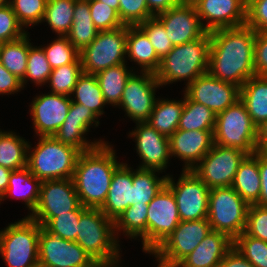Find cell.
<instances>
[{
    "label": "cell",
    "mask_w": 267,
    "mask_h": 267,
    "mask_svg": "<svg viewBox=\"0 0 267 267\" xmlns=\"http://www.w3.org/2000/svg\"><path fill=\"white\" fill-rule=\"evenodd\" d=\"M255 36L256 32L247 25L211 31L208 73L241 88L255 76Z\"/></svg>",
    "instance_id": "6da1fadb"
},
{
    "label": "cell",
    "mask_w": 267,
    "mask_h": 267,
    "mask_svg": "<svg viewBox=\"0 0 267 267\" xmlns=\"http://www.w3.org/2000/svg\"><path fill=\"white\" fill-rule=\"evenodd\" d=\"M105 142L81 152L73 174L75 190L85 208L100 209L108 194L113 173L123 163L117 161L112 145Z\"/></svg>",
    "instance_id": "7a4b0ae2"
},
{
    "label": "cell",
    "mask_w": 267,
    "mask_h": 267,
    "mask_svg": "<svg viewBox=\"0 0 267 267\" xmlns=\"http://www.w3.org/2000/svg\"><path fill=\"white\" fill-rule=\"evenodd\" d=\"M210 32L189 43L173 46L160 59L155 77L161 87L178 81H187L188 86L199 76L208 72Z\"/></svg>",
    "instance_id": "3957f363"
},
{
    "label": "cell",
    "mask_w": 267,
    "mask_h": 267,
    "mask_svg": "<svg viewBox=\"0 0 267 267\" xmlns=\"http://www.w3.org/2000/svg\"><path fill=\"white\" fill-rule=\"evenodd\" d=\"M76 242L98 266L121 261L114 221L98 208H86L81 213Z\"/></svg>",
    "instance_id": "277c9868"
},
{
    "label": "cell",
    "mask_w": 267,
    "mask_h": 267,
    "mask_svg": "<svg viewBox=\"0 0 267 267\" xmlns=\"http://www.w3.org/2000/svg\"><path fill=\"white\" fill-rule=\"evenodd\" d=\"M38 139L34 148L30 142L28 144L27 168L29 171L41 181L72 179L76 161L81 152L71 145L63 144L54 136Z\"/></svg>",
    "instance_id": "5b68a950"
},
{
    "label": "cell",
    "mask_w": 267,
    "mask_h": 267,
    "mask_svg": "<svg viewBox=\"0 0 267 267\" xmlns=\"http://www.w3.org/2000/svg\"><path fill=\"white\" fill-rule=\"evenodd\" d=\"M40 224L26 216L0 230V255L7 267H32L39 262Z\"/></svg>",
    "instance_id": "8992f818"
},
{
    "label": "cell",
    "mask_w": 267,
    "mask_h": 267,
    "mask_svg": "<svg viewBox=\"0 0 267 267\" xmlns=\"http://www.w3.org/2000/svg\"><path fill=\"white\" fill-rule=\"evenodd\" d=\"M213 139L215 144L238 148L247 154L258 151L257 126L240 99L216 115Z\"/></svg>",
    "instance_id": "52a82bcc"
},
{
    "label": "cell",
    "mask_w": 267,
    "mask_h": 267,
    "mask_svg": "<svg viewBox=\"0 0 267 267\" xmlns=\"http://www.w3.org/2000/svg\"><path fill=\"white\" fill-rule=\"evenodd\" d=\"M249 204L231 187L210 189L207 219L211 229L235 240L245 231Z\"/></svg>",
    "instance_id": "ba28073f"
},
{
    "label": "cell",
    "mask_w": 267,
    "mask_h": 267,
    "mask_svg": "<svg viewBox=\"0 0 267 267\" xmlns=\"http://www.w3.org/2000/svg\"><path fill=\"white\" fill-rule=\"evenodd\" d=\"M128 26L99 31L96 38L79 52L82 71L96 75L109 67L126 63Z\"/></svg>",
    "instance_id": "9c48e42d"
},
{
    "label": "cell",
    "mask_w": 267,
    "mask_h": 267,
    "mask_svg": "<svg viewBox=\"0 0 267 267\" xmlns=\"http://www.w3.org/2000/svg\"><path fill=\"white\" fill-rule=\"evenodd\" d=\"M212 231L207 218L180 221L173 232L151 253L157 267H175Z\"/></svg>",
    "instance_id": "30bf717a"
},
{
    "label": "cell",
    "mask_w": 267,
    "mask_h": 267,
    "mask_svg": "<svg viewBox=\"0 0 267 267\" xmlns=\"http://www.w3.org/2000/svg\"><path fill=\"white\" fill-rule=\"evenodd\" d=\"M167 175L166 185L172 190L180 220L207 218L210 193L207 185L192 170H182L176 183L173 175Z\"/></svg>",
    "instance_id": "8fae6325"
},
{
    "label": "cell",
    "mask_w": 267,
    "mask_h": 267,
    "mask_svg": "<svg viewBox=\"0 0 267 267\" xmlns=\"http://www.w3.org/2000/svg\"><path fill=\"white\" fill-rule=\"evenodd\" d=\"M247 155L244 151L213 144L211 150L191 169L209 189L232 185L240 162Z\"/></svg>",
    "instance_id": "7c38bea8"
},
{
    "label": "cell",
    "mask_w": 267,
    "mask_h": 267,
    "mask_svg": "<svg viewBox=\"0 0 267 267\" xmlns=\"http://www.w3.org/2000/svg\"><path fill=\"white\" fill-rule=\"evenodd\" d=\"M80 205L73 179L44 180L37 206L29 217L44 227L53 217L74 211Z\"/></svg>",
    "instance_id": "4fadbf2b"
},
{
    "label": "cell",
    "mask_w": 267,
    "mask_h": 267,
    "mask_svg": "<svg viewBox=\"0 0 267 267\" xmlns=\"http://www.w3.org/2000/svg\"><path fill=\"white\" fill-rule=\"evenodd\" d=\"M147 210V253L151 255L181 220L174 195L167 185L152 199Z\"/></svg>",
    "instance_id": "5bb4252c"
},
{
    "label": "cell",
    "mask_w": 267,
    "mask_h": 267,
    "mask_svg": "<svg viewBox=\"0 0 267 267\" xmlns=\"http://www.w3.org/2000/svg\"><path fill=\"white\" fill-rule=\"evenodd\" d=\"M137 73L135 71L127 80L117 106L119 109L121 107L127 117L135 123L149 119L157 99L155 92L161 86L154 73L138 71Z\"/></svg>",
    "instance_id": "9a60e30c"
},
{
    "label": "cell",
    "mask_w": 267,
    "mask_h": 267,
    "mask_svg": "<svg viewBox=\"0 0 267 267\" xmlns=\"http://www.w3.org/2000/svg\"><path fill=\"white\" fill-rule=\"evenodd\" d=\"M38 257L39 262L48 267H98L76 241L53 235L41 225Z\"/></svg>",
    "instance_id": "2e32d148"
},
{
    "label": "cell",
    "mask_w": 267,
    "mask_h": 267,
    "mask_svg": "<svg viewBox=\"0 0 267 267\" xmlns=\"http://www.w3.org/2000/svg\"><path fill=\"white\" fill-rule=\"evenodd\" d=\"M135 126L128 136L134 138L136 153L142 160L138 168L165 173L171 157L169 137L159 133L146 121L136 122Z\"/></svg>",
    "instance_id": "e0dca14e"
},
{
    "label": "cell",
    "mask_w": 267,
    "mask_h": 267,
    "mask_svg": "<svg viewBox=\"0 0 267 267\" xmlns=\"http://www.w3.org/2000/svg\"><path fill=\"white\" fill-rule=\"evenodd\" d=\"M184 93L190 100L203 104L216 115L240 99V88L223 82L208 72L199 76L188 86Z\"/></svg>",
    "instance_id": "ac0fdd59"
},
{
    "label": "cell",
    "mask_w": 267,
    "mask_h": 267,
    "mask_svg": "<svg viewBox=\"0 0 267 267\" xmlns=\"http://www.w3.org/2000/svg\"><path fill=\"white\" fill-rule=\"evenodd\" d=\"M29 105L38 137L54 136L63 124L71 105V96L48 92L33 98Z\"/></svg>",
    "instance_id": "d6986e66"
},
{
    "label": "cell",
    "mask_w": 267,
    "mask_h": 267,
    "mask_svg": "<svg viewBox=\"0 0 267 267\" xmlns=\"http://www.w3.org/2000/svg\"><path fill=\"white\" fill-rule=\"evenodd\" d=\"M156 17L162 22L173 46L197 40L207 32L191 1H181Z\"/></svg>",
    "instance_id": "ffe728a7"
},
{
    "label": "cell",
    "mask_w": 267,
    "mask_h": 267,
    "mask_svg": "<svg viewBox=\"0 0 267 267\" xmlns=\"http://www.w3.org/2000/svg\"><path fill=\"white\" fill-rule=\"evenodd\" d=\"M191 2L207 32L246 25L247 0H191Z\"/></svg>",
    "instance_id": "44dd1931"
},
{
    "label": "cell",
    "mask_w": 267,
    "mask_h": 267,
    "mask_svg": "<svg viewBox=\"0 0 267 267\" xmlns=\"http://www.w3.org/2000/svg\"><path fill=\"white\" fill-rule=\"evenodd\" d=\"M99 123L98 117L89 108L71 101L66 119L54 137L63 144L75 147L80 152L89 151L106 142L101 139L90 142L85 138L90 128L98 127Z\"/></svg>",
    "instance_id": "7402d4cb"
},
{
    "label": "cell",
    "mask_w": 267,
    "mask_h": 267,
    "mask_svg": "<svg viewBox=\"0 0 267 267\" xmlns=\"http://www.w3.org/2000/svg\"><path fill=\"white\" fill-rule=\"evenodd\" d=\"M214 130H180L169 137L171 158L177 157L184 162L182 170L193 169L211 150Z\"/></svg>",
    "instance_id": "603a6c76"
},
{
    "label": "cell",
    "mask_w": 267,
    "mask_h": 267,
    "mask_svg": "<svg viewBox=\"0 0 267 267\" xmlns=\"http://www.w3.org/2000/svg\"><path fill=\"white\" fill-rule=\"evenodd\" d=\"M233 246L234 240L228 235L212 230L175 267H217Z\"/></svg>",
    "instance_id": "cb8c5ba5"
},
{
    "label": "cell",
    "mask_w": 267,
    "mask_h": 267,
    "mask_svg": "<svg viewBox=\"0 0 267 267\" xmlns=\"http://www.w3.org/2000/svg\"><path fill=\"white\" fill-rule=\"evenodd\" d=\"M133 168L122 163L113 173L107 198L100 210L114 222L132 205Z\"/></svg>",
    "instance_id": "d4e9b609"
},
{
    "label": "cell",
    "mask_w": 267,
    "mask_h": 267,
    "mask_svg": "<svg viewBox=\"0 0 267 267\" xmlns=\"http://www.w3.org/2000/svg\"><path fill=\"white\" fill-rule=\"evenodd\" d=\"M126 57L140 67V72L155 74L160 64L149 38L138 25L128 26Z\"/></svg>",
    "instance_id": "484cf974"
},
{
    "label": "cell",
    "mask_w": 267,
    "mask_h": 267,
    "mask_svg": "<svg viewBox=\"0 0 267 267\" xmlns=\"http://www.w3.org/2000/svg\"><path fill=\"white\" fill-rule=\"evenodd\" d=\"M260 183L258 151H256L254 154H247L240 162L231 187L251 205L259 199Z\"/></svg>",
    "instance_id": "4316f807"
},
{
    "label": "cell",
    "mask_w": 267,
    "mask_h": 267,
    "mask_svg": "<svg viewBox=\"0 0 267 267\" xmlns=\"http://www.w3.org/2000/svg\"><path fill=\"white\" fill-rule=\"evenodd\" d=\"M41 183L42 181L34 176L27 167L12 171L9 176L8 188L0 200V204L8 197L23 200L27 209L31 211L27 215L29 216L39 201Z\"/></svg>",
    "instance_id": "83f0119b"
},
{
    "label": "cell",
    "mask_w": 267,
    "mask_h": 267,
    "mask_svg": "<svg viewBox=\"0 0 267 267\" xmlns=\"http://www.w3.org/2000/svg\"><path fill=\"white\" fill-rule=\"evenodd\" d=\"M240 100L257 127L267 121V76L255 75L248 79L240 88Z\"/></svg>",
    "instance_id": "f1b7e54d"
},
{
    "label": "cell",
    "mask_w": 267,
    "mask_h": 267,
    "mask_svg": "<svg viewBox=\"0 0 267 267\" xmlns=\"http://www.w3.org/2000/svg\"><path fill=\"white\" fill-rule=\"evenodd\" d=\"M181 99L183 100L157 98L153 111L146 122L159 133L170 137L178 129L179 120L184 107V95Z\"/></svg>",
    "instance_id": "f546056e"
},
{
    "label": "cell",
    "mask_w": 267,
    "mask_h": 267,
    "mask_svg": "<svg viewBox=\"0 0 267 267\" xmlns=\"http://www.w3.org/2000/svg\"><path fill=\"white\" fill-rule=\"evenodd\" d=\"M98 32L90 15L89 0H76L72 27L67 35L70 43L80 52L96 38Z\"/></svg>",
    "instance_id": "4dcf8cb0"
},
{
    "label": "cell",
    "mask_w": 267,
    "mask_h": 267,
    "mask_svg": "<svg viewBox=\"0 0 267 267\" xmlns=\"http://www.w3.org/2000/svg\"><path fill=\"white\" fill-rule=\"evenodd\" d=\"M148 204L143 206H129L114 222L115 235L123 233L128 238L142 240V251L147 253V210ZM122 231V232H121Z\"/></svg>",
    "instance_id": "1f68e13d"
},
{
    "label": "cell",
    "mask_w": 267,
    "mask_h": 267,
    "mask_svg": "<svg viewBox=\"0 0 267 267\" xmlns=\"http://www.w3.org/2000/svg\"><path fill=\"white\" fill-rule=\"evenodd\" d=\"M133 170L131 206H143L144 204H149L166 185L168 175L158 177L161 172L156 170L140 168Z\"/></svg>",
    "instance_id": "d6a6232c"
},
{
    "label": "cell",
    "mask_w": 267,
    "mask_h": 267,
    "mask_svg": "<svg viewBox=\"0 0 267 267\" xmlns=\"http://www.w3.org/2000/svg\"><path fill=\"white\" fill-rule=\"evenodd\" d=\"M128 64H120L109 67L96 74L102 95L108 104L117 107L121 101L127 80L135 72L132 68L126 66ZM131 69V70H130Z\"/></svg>",
    "instance_id": "836d02e7"
},
{
    "label": "cell",
    "mask_w": 267,
    "mask_h": 267,
    "mask_svg": "<svg viewBox=\"0 0 267 267\" xmlns=\"http://www.w3.org/2000/svg\"><path fill=\"white\" fill-rule=\"evenodd\" d=\"M29 32L19 39L0 43V62L12 74L22 80L27 70L29 48L32 45Z\"/></svg>",
    "instance_id": "e575fe53"
},
{
    "label": "cell",
    "mask_w": 267,
    "mask_h": 267,
    "mask_svg": "<svg viewBox=\"0 0 267 267\" xmlns=\"http://www.w3.org/2000/svg\"><path fill=\"white\" fill-rule=\"evenodd\" d=\"M75 94V95H74ZM71 101L89 108L98 118L104 114L106 101L96 75L82 73L73 88Z\"/></svg>",
    "instance_id": "d590c367"
},
{
    "label": "cell",
    "mask_w": 267,
    "mask_h": 267,
    "mask_svg": "<svg viewBox=\"0 0 267 267\" xmlns=\"http://www.w3.org/2000/svg\"><path fill=\"white\" fill-rule=\"evenodd\" d=\"M12 131L0 134V166L14 170L27 167L29 141Z\"/></svg>",
    "instance_id": "8d00e7d4"
},
{
    "label": "cell",
    "mask_w": 267,
    "mask_h": 267,
    "mask_svg": "<svg viewBox=\"0 0 267 267\" xmlns=\"http://www.w3.org/2000/svg\"><path fill=\"white\" fill-rule=\"evenodd\" d=\"M216 114L204 106L190 100L184 94V107L179 120L180 130H214Z\"/></svg>",
    "instance_id": "74e56055"
},
{
    "label": "cell",
    "mask_w": 267,
    "mask_h": 267,
    "mask_svg": "<svg viewBox=\"0 0 267 267\" xmlns=\"http://www.w3.org/2000/svg\"><path fill=\"white\" fill-rule=\"evenodd\" d=\"M76 0H47L42 22L58 36H67L73 23V11Z\"/></svg>",
    "instance_id": "f35d334b"
},
{
    "label": "cell",
    "mask_w": 267,
    "mask_h": 267,
    "mask_svg": "<svg viewBox=\"0 0 267 267\" xmlns=\"http://www.w3.org/2000/svg\"><path fill=\"white\" fill-rule=\"evenodd\" d=\"M55 40L42 46L51 69L66 64H81L79 51L70 43L67 36H57Z\"/></svg>",
    "instance_id": "ab89813d"
},
{
    "label": "cell",
    "mask_w": 267,
    "mask_h": 267,
    "mask_svg": "<svg viewBox=\"0 0 267 267\" xmlns=\"http://www.w3.org/2000/svg\"><path fill=\"white\" fill-rule=\"evenodd\" d=\"M51 71L52 69L43 48L32 44L27 58V70L24 78L21 80L23 88L26 87L25 85L29 80L31 83H35L36 86L46 85Z\"/></svg>",
    "instance_id": "60d3db41"
},
{
    "label": "cell",
    "mask_w": 267,
    "mask_h": 267,
    "mask_svg": "<svg viewBox=\"0 0 267 267\" xmlns=\"http://www.w3.org/2000/svg\"><path fill=\"white\" fill-rule=\"evenodd\" d=\"M82 73V64H66L53 69L47 82L51 88L50 92L71 96Z\"/></svg>",
    "instance_id": "b9f144b4"
},
{
    "label": "cell",
    "mask_w": 267,
    "mask_h": 267,
    "mask_svg": "<svg viewBox=\"0 0 267 267\" xmlns=\"http://www.w3.org/2000/svg\"><path fill=\"white\" fill-rule=\"evenodd\" d=\"M86 208L80 205L76 210L53 217L44 228L65 240L76 241L81 213Z\"/></svg>",
    "instance_id": "7bdbcfd3"
},
{
    "label": "cell",
    "mask_w": 267,
    "mask_h": 267,
    "mask_svg": "<svg viewBox=\"0 0 267 267\" xmlns=\"http://www.w3.org/2000/svg\"><path fill=\"white\" fill-rule=\"evenodd\" d=\"M8 3L24 29L42 23L47 0H8Z\"/></svg>",
    "instance_id": "ee69618b"
},
{
    "label": "cell",
    "mask_w": 267,
    "mask_h": 267,
    "mask_svg": "<svg viewBox=\"0 0 267 267\" xmlns=\"http://www.w3.org/2000/svg\"><path fill=\"white\" fill-rule=\"evenodd\" d=\"M234 247L254 267H267V242L243 232L234 240Z\"/></svg>",
    "instance_id": "f6af8a7d"
},
{
    "label": "cell",
    "mask_w": 267,
    "mask_h": 267,
    "mask_svg": "<svg viewBox=\"0 0 267 267\" xmlns=\"http://www.w3.org/2000/svg\"><path fill=\"white\" fill-rule=\"evenodd\" d=\"M138 26L146 33L160 59L172 50L173 44L169 40L162 22L156 16L148 18Z\"/></svg>",
    "instance_id": "bcb514c9"
},
{
    "label": "cell",
    "mask_w": 267,
    "mask_h": 267,
    "mask_svg": "<svg viewBox=\"0 0 267 267\" xmlns=\"http://www.w3.org/2000/svg\"><path fill=\"white\" fill-rule=\"evenodd\" d=\"M90 15L98 31L114 30L124 26L118 12L99 0H89Z\"/></svg>",
    "instance_id": "7dc6e473"
},
{
    "label": "cell",
    "mask_w": 267,
    "mask_h": 267,
    "mask_svg": "<svg viewBox=\"0 0 267 267\" xmlns=\"http://www.w3.org/2000/svg\"><path fill=\"white\" fill-rule=\"evenodd\" d=\"M153 16L147 0H119V18L125 26H137Z\"/></svg>",
    "instance_id": "c3c4849f"
},
{
    "label": "cell",
    "mask_w": 267,
    "mask_h": 267,
    "mask_svg": "<svg viewBox=\"0 0 267 267\" xmlns=\"http://www.w3.org/2000/svg\"><path fill=\"white\" fill-rule=\"evenodd\" d=\"M25 30L9 3L0 7V43L19 39L27 33Z\"/></svg>",
    "instance_id": "681fc988"
},
{
    "label": "cell",
    "mask_w": 267,
    "mask_h": 267,
    "mask_svg": "<svg viewBox=\"0 0 267 267\" xmlns=\"http://www.w3.org/2000/svg\"><path fill=\"white\" fill-rule=\"evenodd\" d=\"M244 232L267 242V207L256 204L249 205Z\"/></svg>",
    "instance_id": "f907efd6"
},
{
    "label": "cell",
    "mask_w": 267,
    "mask_h": 267,
    "mask_svg": "<svg viewBox=\"0 0 267 267\" xmlns=\"http://www.w3.org/2000/svg\"><path fill=\"white\" fill-rule=\"evenodd\" d=\"M246 25L255 32H267V0H247Z\"/></svg>",
    "instance_id": "816d5d0a"
},
{
    "label": "cell",
    "mask_w": 267,
    "mask_h": 267,
    "mask_svg": "<svg viewBox=\"0 0 267 267\" xmlns=\"http://www.w3.org/2000/svg\"><path fill=\"white\" fill-rule=\"evenodd\" d=\"M255 75L267 76V32H256L254 42Z\"/></svg>",
    "instance_id": "f5cc1de1"
},
{
    "label": "cell",
    "mask_w": 267,
    "mask_h": 267,
    "mask_svg": "<svg viewBox=\"0 0 267 267\" xmlns=\"http://www.w3.org/2000/svg\"><path fill=\"white\" fill-rule=\"evenodd\" d=\"M23 89L22 81L10 73L0 62V95H11Z\"/></svg>",
    "instance_id": "db71d44e"
},
{
    "label": "cell",
    "mask_w": 267,
    "mask_h": 267,
    "mask_svg": "<svg viewBox=\"0 0 267 267\" xmlns=\"http://www.w3.org/2000/svg\"><path fill=\"white\" fill-rule=\"evenodd\" d=\"M258 163L261 191L259 199L255 204L261 207H267V158L260 151H258Z\"/></svg>",
    "instance_id": "11a10c76"
},
{
    "label": "cell",
    "mask_w": 267,
    "mask_h": 267,
    "mask_svg": "<svg viewBox=\"0 0 267 267\" xmlns=\"http://www.w3.org/2000/svg\"><path fill=\"white\" fill-rule=\"evenodd\" d=\"M217 267H254L234 246Z\"/></svg>",
    "instance_id": "9f6ffc18"
},
{
    "label": "cell",
    "mask_w": 267,
    "mask_h": 267,
    "mask_svg": "<svg viewBox=\"0 0 267 267\" xmlns=\"http://www.w3.org/2000/svg\"><path fill=\"white\" fill-rule=\"evenodd\" d=\"M182 0H147L149 11L156 16L178 5Z\"/></svg>",
    "instance_id": "6f0895ef"
},
{
    "label": "cell",
    "mask_w": 267,
    "mask_h": 267,
    "mask_svg": "<svg viewBox=\"0 0 267 267\" xmlns=\"http://www.w3.org/2000/svg\"><path fill=\"white\" fill-rule=\"evenodd\" d=\"M11 173V169L0 166V200L2 199L8 188V181Z\"/></svg>",
    "instance_id": "680465c9"
},
{
    "label": "cell",
    "mask_w": 267,
    "mask_h": 267,
    "mask_svg": "<svg viewBox=\"0 0 267 267\" xmlns=\"http://www.w3.org/2000/svg\"><path fill=\"white\" fill-rule=\"evenodd\" d=\"M257 145L258 151H261L264 147H267V121L263 122L257 127Z\"/></svg>",
    "instance_id": "91938a15"
},
{
    "label": "cell",
    "mask_w": 267,
    "mask_h": 267,
    "mask_svg": "<svg viewBox=\"0 0 267 267\" xmlns=\"http://www.w3.org/2000/svg\"><path fill=\"white\" fill-rule=\"evenodd\" d=\"M99 1L114 8L118 12V15H119V0H99Z\"/></svg>",
    "instance_id": "94428289"
},
{
    "label": "cell",
    "mask_w": 267,
    "mask_h": 267,
    "mask_svg": "<svg viewBox=\"0 0 267 267\" xmlns=\"http://www.w3.org/2000/svg\"><path fill=\"white\" fill-rule=\"evenodd\" d=\"M119 263H121V261H118V262L112 263V264H108V265L98 266V267H120Z\"/></svg>",
    "instance_id": "6125c7cd"
},
{
    "label": "cell",
    "mask_w": 267,
    "mask_h": 267,
    "mask_svg": "<svg viewBox=\"0 0 267 267\" xmlns=\"http://www.w3.org/2000/svg\"><path fill=\"white\" fill-rule=\"evenodd\" d=\"M260 152L267 158V147H264Z\"/></svg>",
    "instance_id": "be15d7a7"
},
{
    "label": "cell",
    "mask_w": 267,
    "mask_h": 267,
    "mask_svg": "<svg viewBox=\"0 0 267 267\" xmlns=\"http://www.w3.org/2000/svg\"><path fill=\"white\" fill-rule=\"evenodd\" d=\"M32 267H48L46 265L41 264L40 262L34 264Z\"/></svg>",
    "instance_id": "e7e4bbea"
},
{
    "label": "cell",
    "mask_w": 267,
    "mask_h": 267,
    "mask_svg": "<svg viewBox=\"0 0 267 267\" xmlns=\"http://www.w3.org/2000/svg\"><path fill=\"white\" fill-rule=\"evenodd\" d=\"M6 3H8V0H0V7L4 6Z\"/></svg>",
    "instance_id": "03108f58"
}]
</instances>
